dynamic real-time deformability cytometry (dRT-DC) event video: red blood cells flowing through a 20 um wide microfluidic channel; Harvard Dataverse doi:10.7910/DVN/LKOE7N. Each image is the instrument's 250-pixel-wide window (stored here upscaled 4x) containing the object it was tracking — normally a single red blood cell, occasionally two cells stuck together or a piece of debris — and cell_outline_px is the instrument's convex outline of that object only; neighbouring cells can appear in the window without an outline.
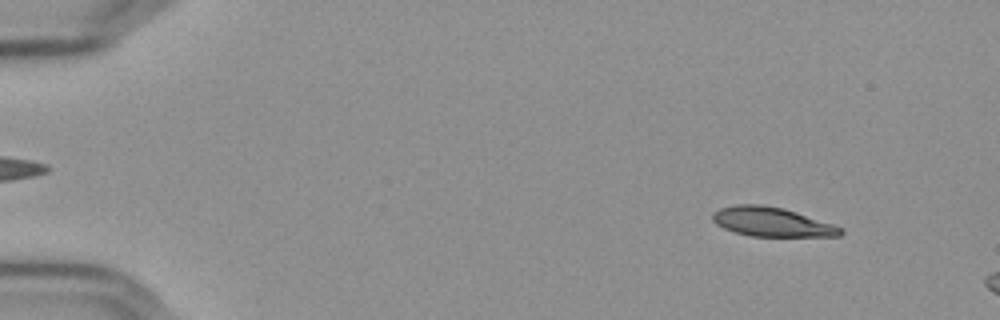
{"species": "Egyptian fruit bat (a non-hibernating species)", "species_latin": "Rousettus aegyptiacus", "temperature_condition": "cold", "stored_images_in_passage": 17, "camera_frame_rate_fps": 3000, "um_per_image_px": 0.085, "frame": {"image": 1, "passage_image": 6, "time_ms": 1.667, "image_size_px": [1000, 320], "cell_outline_px": [[844, 232], [840, 236], [752, 236], [736, 232], [724, 228], [716, 224], [712, 220], [712, 212], [720, 208], [736, 204], [760, 204], [784, 208], [844, 228]], "centroid_in_image_um": [65.59, 18.85], "position_along_channel_um": 19.4, "area_um2": 21.73}}